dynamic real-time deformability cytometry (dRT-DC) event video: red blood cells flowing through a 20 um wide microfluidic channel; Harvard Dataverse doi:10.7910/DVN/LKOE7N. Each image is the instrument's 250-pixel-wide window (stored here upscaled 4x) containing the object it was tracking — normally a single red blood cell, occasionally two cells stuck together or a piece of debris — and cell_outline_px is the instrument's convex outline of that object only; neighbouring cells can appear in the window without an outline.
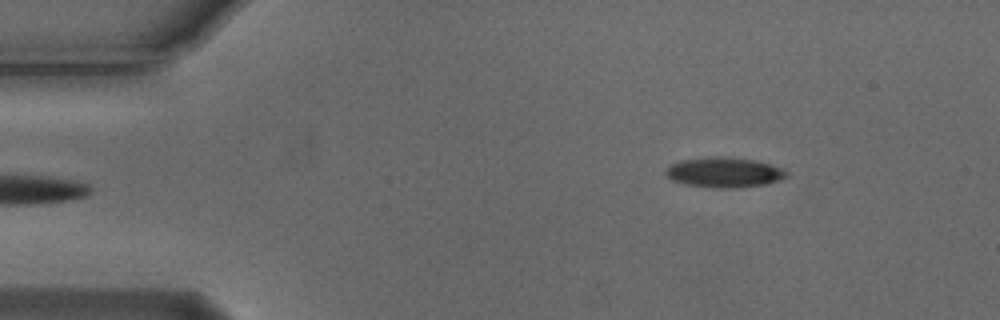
{"species": "Egyptian fruit bat (a non-hibernating species)", "species_latin": "Rousettus aegyptiacus", "temperature_condition": "cold", "stored_images_in_passage": 4, "camera_frame_rate_fps": 3000, "um_per_image_px": 0.085, "animal": {"sex": "male"}, "frame": {"image": 1, "passage_image": 4, "time_ms": 1.0, "image_size_px": [1000, 320], "cell_outline_px": [[788, 176], [764, 184], [732, 188], [716, 188], [688, 184], [672, 180], [664, 172], [672, 164], [680, 160], [712, 156], [728, 156], [756, 160], [784, 168], [788, 172]], "centroid_in_image_um": [61.58, 14.63], "position_along_channel_um": 23.4, "area_um2": 21.1}}